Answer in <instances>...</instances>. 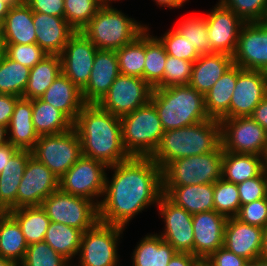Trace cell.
I'll return each mask as SVG.
<instances>
[{"label":"cell","instance_id":"cell-1","mask_svg":"<svg viewBox=\"0 0 267 266\" xmlns=\"http://www.w3.org/2000/svg\"><path fill=\"white\" fill-rule=\"evenodd\" d=\"M107 170L112 176L106 173L98 220L127 229L136 215L157 206L163 195L162 170L151 157H130Z\"/></svg>","mask_w":267,"mask_h":266},{"label":"cell","instance_id":"cell-2","mask_svg":"<svg viewBox=\"0 0 267 266\" xmlns=\"http://www.w3.org/2000/svg\"><path fill=\"white\" fill-rule=\"evenodd\" d=\"M81 141L82 155L107 167L130 158L122 143L120 117L98 104H85L73 123Z\"/></svg>","mask_w":267,"mask_h":266},{"label":"cell","instance_id":"cell-3","mask_svg":"<svg viewBox=\"0 0 267 266\" xmlns=\"http://www.w3.org/2000/svg\"><path fill=\"white\" fill-rule=\"evenodd\" d=\"M221 141V122L208 119L196 124L164 131L151 158L163 170L170 162L215 151Z\"/></svg>","mask_w":267,"mask_h":266},{"label":"cell","instance_id":"cell-4","mask_svg":"<svg viewBox=\"0 0 267 266\" xmlns=\"http://www.w3.org/2000/svg\"><path fill=\"white\" fill-rule=\"evenodd\" d=\"M150 102L158 112L164 131L210 119L204 95L190 85L153 88Z\"/></svg>","mask_w":267,"mask_h":266},{"label":"cell","instance_id":"cell-5","mask_svg":"<svg viewBox=\"0 0 267 266\" xmlns=\"http://www.w3.org/2000/svg\"><path fill=\"white\" fill-rule=\"evenodd\" d=\"M147 24L129 17L113 5H102L81 32L98 50H118L133 41Z\"/></svg>","mask_w":267,"mask_h":266},{"label":"cell","instance_id":"cell-6","mask_svg":"<svg viewBox=\"0 0 267 266\" xmlns=\"http://www.w3.org/2000/svg\"><path fill=\"white\" fill-rule=\"evenodd\" d=\"M122 143L130 157H151L164 134L155 106L148 104L120 118Z\"/></svg>","mask_w":267,"mask_h":266},{"label":"cell","instance_id":"cell-7","mask_svg":"<svg viewBox=\"0 0 267 266\" xmlns=\"http://www.w3.org/2000/svg\"><path fill=\"white\" fill-rule=\"evenodd\" d=\"M223 152L221 144L215 151L170 162L162 170L163 186L215 183L221 178Z\"/></svg>","mask_w":267,"mask_h":266},{"label":"cell","instance_id":"cell-8","mask_svg":"<svg viewBox=\"0 0 267 266\" xmlns=\"http://www.w3.org/2000/svg\"><path fill=\"white\" fill-rule=\"evenodd\" d=\"M126 228L97 222L82 233L76 266H118V249ZM78 264V265H77Z\"/></svg>","mask_w":267,"mask_h":266},{"label":"cell","instance_id":"cell-9","mask_svg":"<svg viewBox=\"0 0 267 266\" xmlns=\"http://www.w3.org/2000/svg\"><path fill=\"white\" fill-rule=\"evenodd\" d=\"M31 152L60 179L82 156L81 141L73 127L64 133L39 136Z\"/></svg>","mask_w":267,"mask_h":266},{"label":"cell","instance_id":"cell-10","mask_svg":"<svg viewBox=\"0 0 267 266\" xmlns=\"http://www.w3.org/2000/svg\"><path fill=\"white\" fill-rule=\"evenodd\" d=\"M50 221L81 230L91 229L98 220V206L85 197L71 195L60 189L51 193L40 205Z\"/></svg>","mask_w":267,"mask_h":266},{"label":"cell","instance_id":"cell-11","mask_svg":"<svg viewBox=\"0 0 267 266\" xmlns=\"http://www.w3.org/2000/svg\"><path fill=\"white\" fill-rule=\"evenodd\" d=\"M107 168L104 163L82 155L59 179V189L88 198L99 206L105 191Z\"/></svg>","mask_w":267,"mask_h":266},{"label":"cell","instance_id":"cell-12","mask_svg":"<svg viewBox=\"0 0 267 266\" xmlns=\"http://www.w3.org/2000/svg\"><path fill=\"white\" fill-rule=\"evenodd\" d=\"M152 91L143 78L120 73L98 105L121 118L148 104Z\"/></svg>","mask_w":267,"mask_h":266},{"label":"cell","instance_id":"cell-13","mask_svg":"<svg viewBox=\"0 0 267 266\" xmlns=\"http://www.w3.org/2000/svg\"><path fill=\"white\" fill-rule=\"evenodd\" d=\"M223 151L263 156L267 146V131L250 116L222 119Z\"/></svg>","mask_w":267,"mask_h":266},{"label":"cell","instance_id":"cell-14","mask_svg":"<svg viewBox=\"0 0 267 266\" xmlns=\"http://www.w3.org/2000/svg\"><path fill=\"white\" fill-rule=\"evenodd\" d=\"M156 207L160 219L164 222V229L158 234L177 252L194 255L192 215L184 208L175 205L164 194Z\"/></svg>","mask_w":267,"mask_h":266},{"label":"cell","instance_id":"cell-15","mask_svg":"<svg viewBox=\"0 0 267 266\" xmlns=\"http://www.w3.org/2000/svg\"><path fill=\"white\" fill-rule=\"evenodd\" d=\"M97 50L81 31H76L60 54L62 73L80 90L89 81Z\"/></svg>","mask_w":267,"mask_h":266},{"label":"cell","instance_id":"cell-16","mask_svg":"<svg viewBox=\"0 0 267 266\" xmlns=\"http://www.w3.org/2000/svg\"><path fill=\"white\" fill-rule=\"evenodd\" d=\"M232 57L242 69L267 73V21L243 24Z\"/></svg>","mask_w":267,"mask_h":266},{"label":"cell","instance_id":"cell-17","mask_svg":"<svg viewBox=\"0 0 267 266\" xmlns=\"http://www.w3.org/2000/svg\"><path fill=\"white\" fill-rule=\"evenodd\" d=\"M59 189V179L42 162L30 156L17 191V208L40 206Z\"/></svg>","mask_w":267,"mask_h":266},{"label":"cell","instance_id":"cell-18","mask_svg":"<svg viewBox=\"0 0 267 266\" xmlns=\"http://www.w3.org/2000/svg\"><path fill=\"white\" fill-rule=\"evenodd\" d=\"M229 106V118L250 116L267 95V73L237 65V82Z\"/></svg>","mask_w":267,"mask_h":266},{"label":"cell","instance_id":"cell-19","mask_svg":"<svg viewBox=\"0 0 267 266\" xmlns=\"http://www.w3.org/2000/svg\"><path fill=\"white\" fill-rule=\"evenodd\" d=\"M208 38L213 53L233 56L244 22L230 9L217 2L206 12Z\"/></svg>","mask_w":267,"mask_h":266},{"label":"cell","instance_id":"cell-20","mask_svg":"<svg viewBox=\"0 0 267 266\" xmlns=\"http://www.w3.org/2000/svg\"><path fill=\"white\" fill-rule=\"evenodd\" d=\"M227 217L215 210L192 215L194 256L204 261L224 246V228Z\"/></svg>","mask_w":267,"mask_h":266},{"label":"cell","instance_id":"cell-21","mask_svg":"<svg viewBox=\"0 0 267 266\" xmlns=\"http://www.w3.org/2000/svg\"><path fill=\"white\" fill-rule=\"evenodd\" d=\"M264 228L241 222L236 217L227 218L224 228V247L249 262L260 258Z\"/></svg>","mask_w":267,"mask_h":266},{"label":"cell","instance_id":"cell-22","mask_svg":"<svg viewBox=\"0 0 267 266\" xmlns=\"http://www.w3.org/2000/svg\"><path fill=\"white\" fill-rule=\"evenodd\" d=\"M120 74L115 50H97L87 85L81 90L85 104H98Z\"/></svg>","mask_w":267,"mask_h":266},{"label":"cell","instance_id":"cell-23","mask_svg":"<svg viewBox=\"0 0 267 266\" xmlns=\"http://www.w3.org/2000/svg\"><path fill=\"white\" fill-rule=\"evenodd\" d=\"M36 44L48 55H60L76 30L65 20L45 13L33 12Z\"/></svg>","mask_w":267,"mask_h":266},{"label":"cell","instance_id":"cell-24","mask_svg":"<svg viewBox=\"0 0 267 266\" xmlns=\"http://www.w3.org/2000/svg\"><path fill=\"white\" fill-rule=\"evenodd\" d=\"M163 194L191 215L214 210V183L163 186Z\"/></svg>","mask_w":267,"mask_h":266},{"label":"cell","instance_id":"cell-25","mask_svg":"<svg viewBox=\"0 0 267 266\" xmlns=\"http://www.w3.org/2000/svg\"><path fill=\"white\" fill-rule=\"evenodd\" d=\"M40 99L62 111L73 123L85 105L81 90L62 72Z\"/></svg>","mask_w":267,"mask_h":266},{"label":"cell","instance_id":"cell-26","mask_svg":"<svg viewBox=\"0 0 267 266\" xmlns=\"http://www.w3.org/2000/svg\"><path fill=\"white\" fill-rule=\"evenodd\" d=\"M8 142L19 150H32L39 139L32 122V100L20 97L7 127Z\"/></svg>","mask_w":267,"mask_h":266},{"label":"cell","instance_id":"cell-27","mask_svg":"<svg viewBox=\"0 0 267 266\" xmlns=\"http://www.w3.org/2000/svg\"><path fill=\"white\" fill-rule=\"evenodd\" d=\"M30 150H18L0 173V214L17 208V191L28 160Z\"/></svg>","mask_w":267,"mask_h":266},{"label":"cell","instance_id":"cell-28","mask_svg":"<svg viewBox=\"0 0 267 266\" xmlns=\"http://www.w3.org/2000/svg\"><path fill=\"white\" fill-rule=\"evenodd\" d=\"M233 65V57L224 53L200 55L194 62L189 85L205 95Z\"/></svg>","mask_w":267,"mask_h":266},{"label":"cell","instance_id":"cell-29","mask_svg":"<svg viewBox=\"0 0 267 266\" xmlns=\"http://www.w3.org/2000/svg\"><path fill=\"white\" fill-rule=\"evenodd\" d=\"M33 11L25 3L11 6L3 21V41L5 44L36 43Z\"/></svg>","mask_w":267,"mask_h":266},{"label":"cell","instance_id":"cell-30","mask_svg":"<svg viewBox=\"0 0 267 266\" xmlns=\"http://www.w3.org/2000/svg\"><path fill=\"white\" fill-rule=\"evenodd\" d=\"M237 82V65L233 64L204 95L205 109L210 119L229 118V106Z\"/></svg>","mask_w":267,"mask_h":266},{"label":"cell","instance_id":"cell-31","mask_svg":"<svg viewBox=\"0 0 267 266\" xmlns=\"http://www.w3.org/2000/svg\"><path fill=\"white\" fill-rule=\"evenodd\" d=\"M134 248L130 257L132 266H167L177 253L171 244L155 232L142 236Z\"/></svg>","mask_w":267,"mask_h":266},{"label":"cell","instance_id":"cell-32","mask_svg":"<svg viewBox=\"0 0 267 266\" xmlns=\"http://www.w3.org/2000/svg\"><path fill=\"white\" fill-rule=\"evenodd\" d=\"M264 171L263 156L224 151L221 178L239 184L259 176Z\"/></svg>","mask_w":267,"mask_h":266},{"label":"cell","instance_id":"cell-33","mask_svg":"<svg viewBox=\"0 0 267 266\" xmlns=\"http://www.w3.org/2000/svg\"><path fill=\"white\" fill-rule=\"evenodd\" d=\"M32 122L39 136L64 133L73 122L59 109L40 98L32 99Z\"/></svg>","mask_w":267,"mask_h":266},{"label":"cell","instance_id":"cell-34","mask_svg":"<svg viewBox=\"0 0 267 266\" xmlns=\"http://www.w3.org/2000/svg\"><path fill=\"white\" fill-rule=\"evenodd\" d=\"M28 244L18 222L9 214H0V257L20 264Z\"/></svg>","mask_w":267,"mask_h":266},{"label":"cell","instance_id":"cell-35","mask_svg":"<svg viewBox=\"0 0 267 266\" xmlns=\"http://www.w3.org/2000/svg\"><path fill=\"white\" fill-rule=\"evenodd\" d=\"M62 72L60 55H46L30 69L27 87L23 98H40L56 77Z\"/></svg>","mask_w":267,"mask_h":266},{"label":"cell","instance_id":"cell-36","mask_svg":"<svg viewBox=\"0 0 267 266\" xmlns=\"http://www.w3.org/2000/svg\"><path fill=\"white\" fill-rule=\"evenodd\" d=\"M82 233L81 230L72 226L51 221L44 242L70 263H75L74 260L80 250Z\"/></svg>","mask_w":267,"mask_h":266},{"label":"cell","instance_id":"cell-37","mask_svg":"<svg viewBox=\"0 0 267 266\" xmlns=\"http://www.w3.org/2000/svg\"><path fill=\"white\" fill-rule=\"evenodd\" d=\"M167 53L164 45L151 33L149 24L145 29V65L143 79L152 87L159 88L163 84L164 68Z\"/></svg>","mask_w":267,"mask_h":266},{"label":"cell","instance_id":"cell-38","mask_svg":"<svg viewBox=\"0 0 267 266\" xmlns=\"http://www.w3.org/2000/svg\"><path fill=\"white\" fill-rule=\"evenodd\" d=\"M8 213L18 222L28 245L44 241L51 221L41 206L20 207Z\"/></svg>","mask_w":267,"mask_h":266},{"label":"cell","instance_id":"cell-39","mask_svg":"<svg viewBox=\"0 0 267 266\" xmlns=\"http://www.w3.org/2000/svg\"><path fill=\"white\" fill-rule=\"evenodd\" d=\"M119 72L143 78L145 65V30L133 41L116 50Z\"/></svg>","mask_w":267,"mask_h":266},{"label":"cell","instance_id":"cell-40","mask_svg":"<svg viewBox=\"0 0 267 266\" xmlns=\"http://www.w3.org/2000/svg\"><path fill=\"white\" fill-rule=\"evenodd\" d=\"M30 68L4 56L0 63V93L22 97L27 87Z\"/></svg>","mask_w":267,"mask_h":266},{"label":"cell","instance_id":"cell-41","mask_svg":"<svg viewBox=\"0 0 267 266\" xmlns=\"http://www.w3.org/2000/svg\"><path fill=\"white\" fill-rule=\"evenodd\" d=\"M175 29L184 38L188 39L200 55L213 53L208 38L207 22L204 14H190L184 17V19L181 18V21L178 22Z\"/></svg>","mask_w":267,"mask_h":266},{"label":"cell","instance_id":"cell-42","mask_svg":"<svg viewBox=\"0 0 267 266\" xmlns=\"http://www.w3.org/2000/svg\"><path fill=\"white\" fill-rule=\"evenodd\" d=\"M214 210L227 218L236 217L240 210V196L237 184L223 178L214 183Z\"/></svg>","mask_w":267,"mask_h":266},{"label":"cell","instance_id":"cell-43","mask_svg":"<svg viewBox=\"0 0 267 266\" xmlns=\"http://www.w3.org/2000/svg\"><path fill=\"white\" fill-rule=\"evenodd\" d=\"M101 6L99 0H64V18L76 31H81Z\"/></svg>","mask_w":267,"mask_h":266},{"label":"cell","instance_id":"cell-44","mask_svg":"<svg viewBox=\"0 0 267 266\" xmlns=\"http://www.w3.org/2000/svg\"><path fill=\"white\" fill-rule=\"evenodd\" d=\"M71 263L46 242L28 245L19 266H69Z\"/></svg>","mask_w":267,"mask_h":266},{"label":"cell","instance_id":"cell-45","mask_svg":"<svg viewBox=\"0 0 267 266\" xmlns=\"http://www.w3.org/2000/svg\"><path fill=\"white\" fill-rule=\"evenodd\" d=\"M244 23L267 21V0H218Z\"/></svg>","mask_w":267,"mask_h":266},{"label":"cell","instance_id":"cell-46","mask_svg":"<svg viewBox=\"0 0 267 266\" xmlns=\"http://www.w3.org/2000/svg\"><path fill=\"white\" fill-rule=\"evenodd\" d=\"M171 29V30H170ZM168 29L163 35L157 37L164 45L167 55L195 62L200 54L174 27Z\"/></svg>","mask_w":267,"mask_h":266},{"label":"cell","instance_id":"cell-47","mask_svg":"<svg viewBox=\"0 0 267 266\" xmlns=\"http://www.w3.org/2000/svg\"><path fill=\"white\" fill-rule=\"evenodd\" d=\"M194 62L167 55L163 84L159 88L189 85Z\"/></svg>","mask_w":267,"mask_h":266},{"label":"cell","instance_id":"cell-48","mask_svg":"<svg viewBox=\"0 0 267 266\" xmlns=\"http://www.w3.org/2000/svg\"><path fill=\"white\" fill-rule=\"evenodd\" d=\"M5 55L24 66L33 68L46 55L38 44H6Z\"/></svg>","mask_w":267,"mask_h":266},{"label":"cell","instance_id":"cell-49","mask_svg":"<svg viewBox=\"0 0 267 266\" xmlns=\"http://www.w3.org/2000/svg\"><path fill=\"white\" fill-rule=\"evenodd\" d=\"M237 189L240 196V207L265 198L267 196V172L264 170L259 176L237 184Z\"/></svg>","mask_w":267,"mask_h":266},{"label":"cell","instance_id":"cell-50","mask_svg":"<svg viewBox=\"0 0 267 266\" xmlns=\"http://www.w3.org/2000/svg\"><path fill=\"white\" fill-rule=\"evenodd\" d=\"M236 218L243 223L265 229L267 227V196L263 199L241 205Z\"/></svg>","mask_w":267,"mask_h":266},{"label":"cell","instance_id":"cell-51","mask_svg":"<svg viewBox=\"0 0 267 266\" xmlns=\"http://www.w3.org/2000/svg\"><path fill=\"white\" fill-rule=\"evenodd\" d=\"M203 262L205 266H246L249 261L230 252L223 246L218 248Z\"/></svg>","mask_w":267,"mask_h":266},{"label":"cell","instance_id":"cell-52","mask_svg":"<svg viewBox=\"0 0 267 266\" xmlns=\"http://www.w3.org/2000/svg\"><path fill=\"white\" fill-rule=\"evenodd\" d=\"M33 12L64 17V0H24Z\"/></svg>","mask_w":267,"mask_h":266},{"label":"cell","instance_id":"cell-53","mask_svg":"<svg viewBox=\"0 0 267 266\" xmlns=\"http://www.w3.org/2000/svg\"><path fill=\"white\" fill-rule=\"evenodd\" d=\"M20 97L0 93V125L8 127L14 106Z\"/></svg>","mask_w":267,"mask_h":266},{"label":"cell","instance_id":"cell-54","mask_svg":"<svg viewBox=\"0 0 267 266\" xmlns=\"http://www.w3.org/2000/svg\"><path fill=\"white\" fill-rule=\"evenodd\" d=\"M204 262L191 253L177 252L167 266H203Z\"/></svg>","mask_w":267,"mask_h":266},{"label":"cell","instance_id":"cell-55","mask_svg":"<svg viewBox=\"0 0 267 266\" xmlns=\"http://www.w3.org/2000/svg\"><path fill=\"white\" fill-rule=\"evenodd\" d=\"M250 117L267 131V95L258 104Z\"/></svg>","mask_w":267,"mask_h":266},{"label":"cell","instance_id":"cell-56","mask_svg":"<svg viewBox=\"0 0 267 266\" xmlns=\"http://www.w3.org/2000/svg\"><path fill=\"white\" fill-rule=\"evenodd\" d=\"M15 146L10 144L9 142L0 146V173L5 168L6 164H8L10 158L18 151Z\"/></svg>","mask_w":267,"mask_h":266},{"label":"cell","instance_id":"cell-57","mask_svg":"<svg viewBox=\"0 0 267 266\" xmlns=\"http://www.w3.org/2000/svg\"><path fill=\"white\" fill-rule=\"evenodd\" d=\"M154 1L158 7H164L169 9H180L182 8L187 2H190L189 0H152Z\"/></svg>","mask_w":267,"mask_h":266},{"label":"cell","instance_id":"cell-58","mask_svg":"<svg viewBox=\"0 0 267 266\" xmlns=\"http://www.w3.org/2000/svg\"><path fill=\"white\" fill-rule=\"evenodd\" d=\"M11 6L4 2L3 0H0V20L3 22L5 19V16L9 12Z\"/></svg>","mask_w":267,"mask_h":266},{"label":"cell","instance_id":"cell-59","mask_svg":"<svg viewBox=\"0 0 267 266\" xmlns=\"http://www.w3.org/2000/svg\"><path fill=\"white\" fill-rule=\"evenodd\" d=\"M260 258L267 261V227L264 229L263 247Z\"/></svg>","mask_w":267,"mask_h":266},{"label":"cell","instance_id":"cell-60","mask_svg":"<svg viewBox=\"0 0 267 266\" xmlns=\"http://www.w3.org/2000/svg\"><path fill=\"white\" fill-rule=\"evenodd\" d=\"M8 143L7 127L0 125V146Z\"/></svg>","mask_w":267,"mask_h":266},{"label":"cell","instance_id":"cell-61","mask_svg":"<svg viewBox=\"0 0 267 266\" xmlns=\"http://www.w3.org/2000/svg\"><path fill=\"white\" fill-rule=\"evenodd\" d=\"M246 266H267V261L262 258H257L248 262Z\"/></svg>","mask_w":267,"mask_h":266},{"label":"cell","instance_id":"cell-62","mask_svg":"<svg viewBox=\"0 0 267 266\" xmlns=\"http://www.w3.org/2000/svg\"><path fill=\"white\" fill-rule=\"evenodd\" d=\"M0 266H19L18 263L0 257Z\"/></svg>","mask_w":267,"mask_h":266},{"label":"cell","instance_id":"cell-63","mask_svg":"<svg viewBox=\"0 0 267 266\" xmlns=\"http://www.w3.org/2000/svg\"><path fill=\"white\" fill-rule=\"evenodd\" d=\"M5 49H6V44L4 43L3 39H0V63L2 62L5 56Z\"/></svg>","mask_w":267,"mask_h":266},{"label":"cell","instance_id":"cell-64","mask_svg":"<svg viewBox=\"0 0 267 266\" xmlns=\"http://www.w3.org/2000/svg\"><path fill=\"white\" fill-rule=\"evenodd\" d=\"M8 3L10 6L19 5L24 2V0H3Z\"/></svg>","mask_w":267,"mask_h":266},{"label":"cell","instance_id":"cell-65","mask_svg":"<svg viewBox=\"0 0 267 266\" xmlns=\"http://www.w3.org/2000/svg\"><path fill=\"white\" fill-rule=\"evenodd\" d=\"M263 168L267 172V146L263 154Z\"/></svg>","mask_w":267,"mask_h":266},{"label":"cell","instance_id":"cell-66","mask_svg":"<svg viewBox=\"0 0 267 266\" xmlns=\"http://www.w3.org/2000/svg\"><path fill=\"white\" fill-rule=\"evenodd\" d=\"M102 5H113V2H119L122 0H99Z\"/></svg>","mask_w":267,"mask_h":266},{"label":"cell","instance_id":"cell-67","mask_svg":"<svg viewBox=\"0 0 267 266\" xmlns=\"http://www.w3.org/2000/svg\"><path fill=\"white\" fill-rule=\"evenodd\" d=\"M0 39H3V22L0 20Z\"/></svg>","mask_w":267,"mask_h":266}]
</instances>
